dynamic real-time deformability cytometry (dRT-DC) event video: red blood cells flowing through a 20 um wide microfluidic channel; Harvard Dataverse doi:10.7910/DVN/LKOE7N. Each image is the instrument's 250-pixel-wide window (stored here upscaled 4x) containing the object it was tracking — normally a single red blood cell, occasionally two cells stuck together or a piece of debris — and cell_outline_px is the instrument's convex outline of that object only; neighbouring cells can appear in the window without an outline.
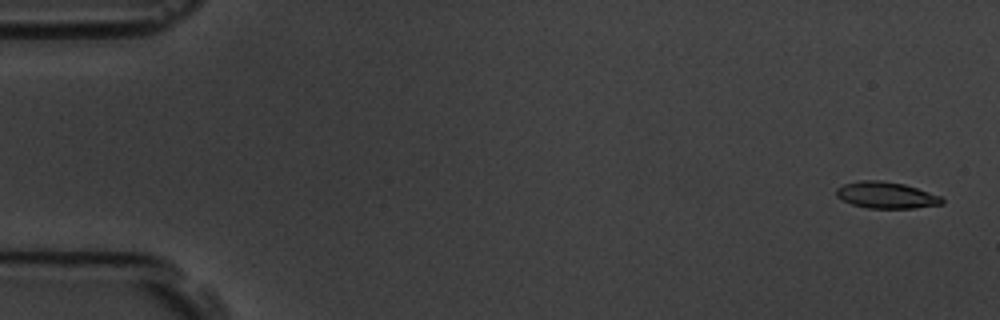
{"species": "common noctule bat (a hibernating species)", "species_latin": "Nyctalus noctula", "temperature_condition": "room temperature", "stored_images_in_passage": 58, "camera_frame_rate_fps": 3000, "um_per_image_px": 0.085, "animal": {"sex": "male", "body_mass_g": 19.5, "forearm_length_mm": 54.6}, "frame": {"image": 1, "passage_image": 2, "time_ms": 0.333, "image_size_px": [1000, 320], "cell_outline_px": [[944, 204], [916, 208], [868, 208], [852, 204], [836, 196], [836, 188], [844, 184], [860, 180], [880, 180], [904, 184], [940, 196], [944, 200]], "centroid_in_image_um": [75.33, 16.59], "position_along_channel_um": 9.7, "area_um2": 16.24}}
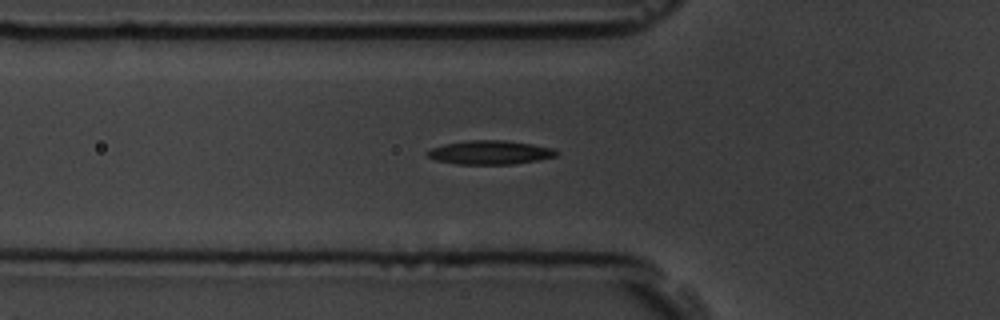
{"frame": {"image": 2, "passage_image": 20, "time_ms": 6.333, "image_size_px": [1000, 320], "cell_outline_px": [[560, 152], [556, 156], [540, 160], [512, 164], [456, 164], [436, 160], [428, 156], [424, 152], [432, 148], [444, 144], [468, 140], [504, 140], [532, 144], [552, 148]], "centroid_in_image_um": [41.66, 12.96], "position_along_channel_um": 84.1, "area_um2": 17.98}}
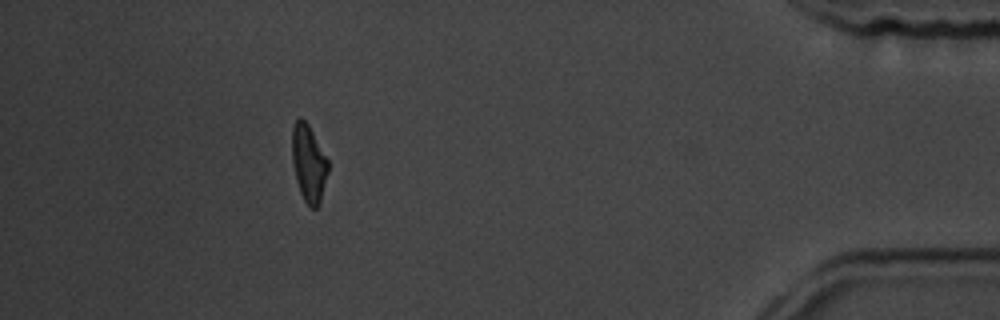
{"frame": {"image": 3, "passage_image": 52, "time_ms": 17.0, "image_size_px": [1000, 320], "cell_outline_px": [[328, 172], [320, 204], [316, 208], [312, 208], [304, 200], [300, 192], [296, 180], [292, 164], [292, 128], [296, 120], [300, 116], [308, 124], [328, 160]], "centroid_in_image_um": [26.23, 13.89], "position_along_channel_um": 409.0, "area_um2": 16.18}, "authors_computed_cell_mechanics": {"area_um2": 16.9065, "velocity_mm_per_s": 3.557, "shape_relaxation_time_tau1_ms": 4.4861, "shape_relaxation_time_tau2_ms": 4.7747, "deformation_change_tau1": 0.1501, "deformation_change_tau2": 0.136}}